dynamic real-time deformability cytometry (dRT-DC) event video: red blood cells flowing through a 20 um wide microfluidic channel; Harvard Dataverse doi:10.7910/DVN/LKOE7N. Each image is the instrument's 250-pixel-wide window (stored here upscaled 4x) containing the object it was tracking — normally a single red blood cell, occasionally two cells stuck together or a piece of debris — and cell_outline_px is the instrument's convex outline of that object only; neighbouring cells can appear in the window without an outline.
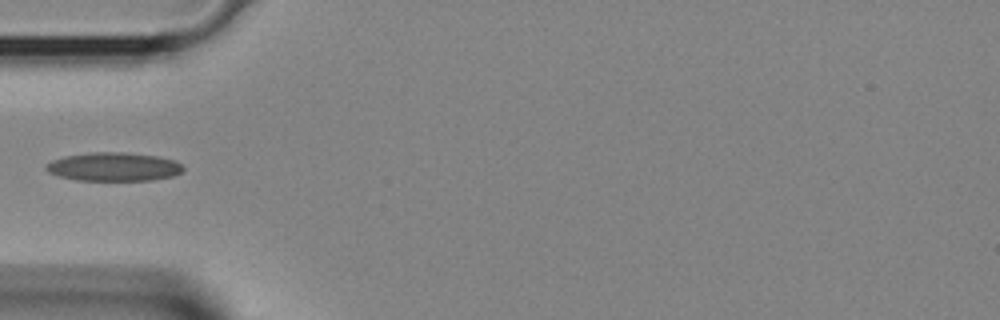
{"species": "Egyptian fruit bat (a non-hibernating species)", "species_latin": "Rousettus aegyptiacus", "temperature_condition": "room temperature", "stored_images_in_passage": 27, "camera_frame_rate_fps": 3000, "um_per_image_px": 0.085, "animal": {"sex": "female"}, "frame": {"image": 1, "passage_image": 1, "time_ms": 0.0, "image_size_px": [1000, 320], "cell_outline_px": [[184, 168], [180, 172], [172, 176], [152, 180], [76, 180], [60, 176], [48, 172], [44, 168], [52, 160], [64, 156], [92, 152], [124, 152], [160, 156], [176, 160]], "centroid_in_image_um": [9.68, 14.16], "position_along_channel_um": 75.3, "area_um2": 22.83}}
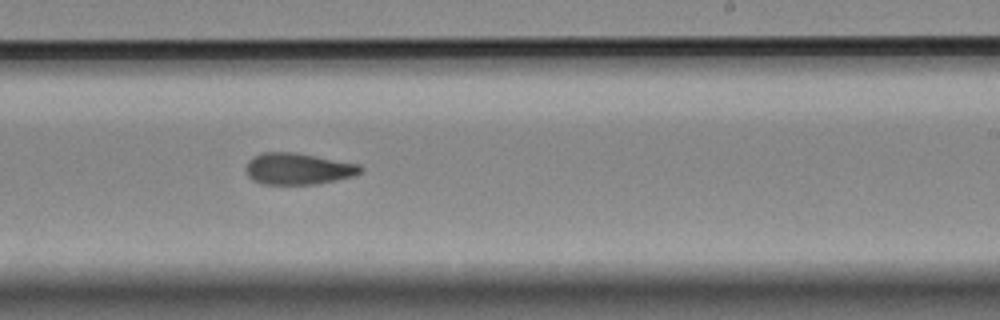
{"frame": {"image": 2, "passage_image": 12, "time_ms": 3.667, "image_size_px": [1000, 320], "cell_outline_px": [[364, 168], [360, 172], [352, 176], [336, 180], [316, 184], [264, 184], [252, 180], [248, 176], [244, 168], [248, 160], [252, 156], [264, 152], [296, 152], [360, 164]], "centroid_in_image_um": [25.31, 14.34], "position_along_channel_um": 263.7, "area_um2": 21.21}}
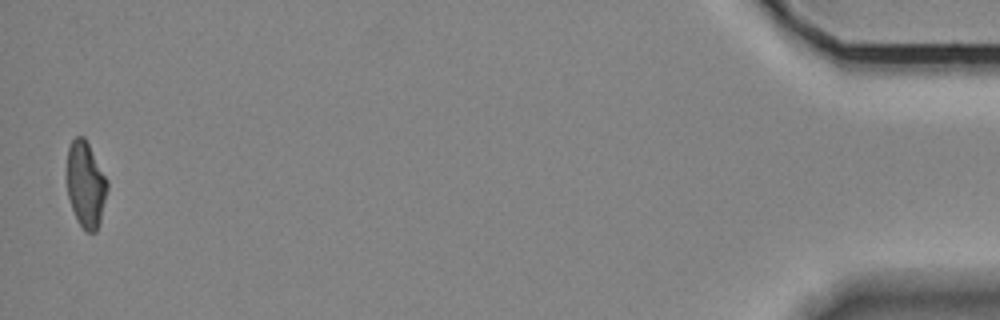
{"frame": {"image": 3, "passage_image": 27, "time_ms": 8.667, "image_size_px": [1000, 320], "cell_outline_px": [[108, 188], [100, 220], [96, 232], [88, 232], [76, 220], [68, 196], [68, 148], [72, 140], [76, 136], [84, 136], [108, 180]], "centroid_in_image_um": [7.3, 15.68], "position_along_channel_um": 427.9, "area_um2": 19.94}}